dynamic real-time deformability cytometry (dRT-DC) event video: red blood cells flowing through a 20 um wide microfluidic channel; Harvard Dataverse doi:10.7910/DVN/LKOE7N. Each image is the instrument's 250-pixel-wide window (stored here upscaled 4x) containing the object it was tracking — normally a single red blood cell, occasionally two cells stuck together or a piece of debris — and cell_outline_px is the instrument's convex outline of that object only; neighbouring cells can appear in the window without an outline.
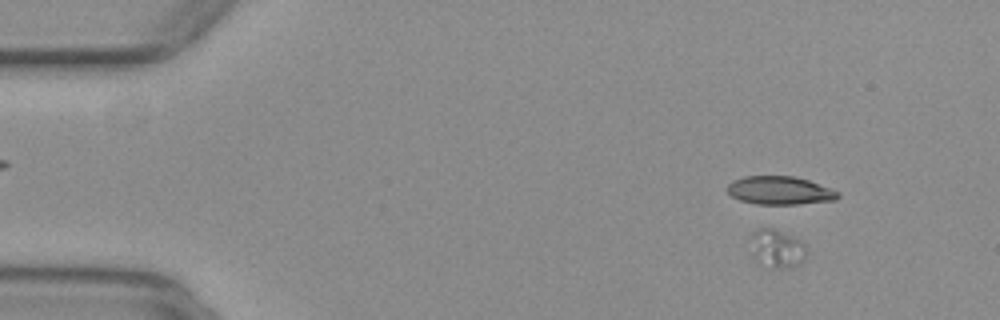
{"species": "common noctule bat (a hibernating species)", "species_latin": "Nyctalus noctula", "temperature_condition": "warm", "stored_images_in_passage": 56, "camera_frame_rate_fps": 3000, "um_per_image_px": 0.085, "animal": {"sex": "female", "body_mass_g": 29.2, "forearm_length_mm": 56.3}, "frame": {"image": 1, "passage_image": 7, "time_ms": 2.0, "image_size_px": [1000, 320], "cell_outline_px": [[808, 252], [804, 260], [800, 264], [792, 268], [768, 268], [756, 264], [752, 260], [752, 232], [760, 228], [772, 228], [792, 236], [804, 244]], "centroid_in_image_um": [66.03, 21.19], "position_along_channel_um": 19.0, "area_um2": 12.89}}
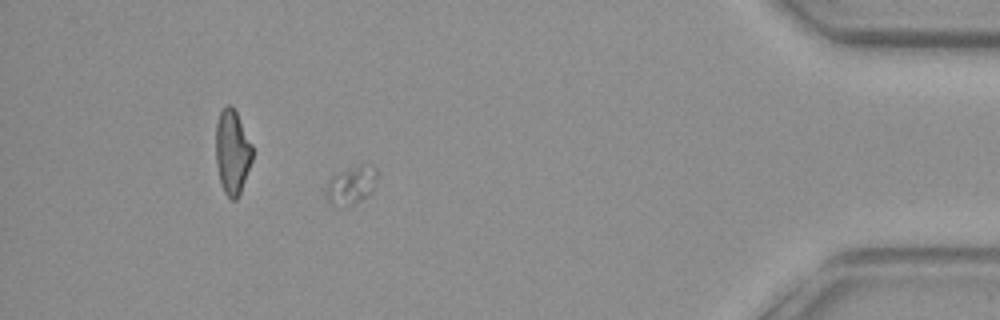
{"frame": {"image": 2, "passage_image": 50, "time_ms": 16.333, "image_size_px": [1000, 320], "cell_outline_px": [[380, 176], [372, 192], [368, 196], [344, 208], [340, 208], [328, 204], [324, 192], [324, 188], [328, 180], [336, 172], [360, 164], [376, 168], [380, 172]], "centroid_in_image_um": [29.83, 15.76], "position_along_channel_um": 405.4, "area_um2": 12.14}}